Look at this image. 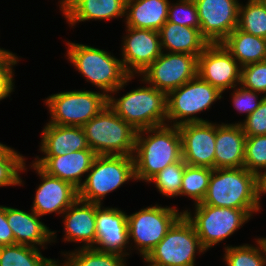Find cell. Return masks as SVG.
<instances>
[{
	"instance_id": "e0dca14e",
	"label": "cell",
	"mask_w": 266,
	"mask_h": 266,
	"mask_svg": "<svg viewBox=\"0 0 266 266\" xmlns=\"http://www.w3.org/2000/svg\"><path fill=\"white\" fill-rule=\"evenodd\" d=\"M29 167L41 180L36 188L31 209L40 217L53 213L61 217L78 199V189L67 181L48 175L33 162Z\"/></svg>"
},
{
	"instance_id": "6da1fadb",
	"label": "cell",
	"mask_w": 266,
	"mask_h": 266,
	"mask_svg": "<svg viewBox=\"0 0 266 266\" xmlns=\"http://www.w3.org/2000/svg\"><path fill=\"white\" fill-rule=\"evenodd\" d=\"M134 169L136 182L146 184L165 167L182 159L178 126L163 125L137 131Z\"/></svg>"
},
{
	"instance_id": "8d00e7d4",
	"label": "cell",
	"mask_w": 266,
	"mask_h": 266,
	"mask_svg": "<svg viewBox=\"0 0 266 266\" xmlns=\"http://www.w3.org/2000/svg\"><path fill=\"white\" fill-rule=\"evenodd\" d=\"M240 85L266 97V60L243 66Z\"/></svg>"
},
{
	"instance_id": "83f0119b",
	"label": "cell",
	"mask_w": 266,
	"mask_h": 266,
	"mask_svg": "<svg viewBox=\"0 0 266 266\" xmlns=\"http://www.w3.org/2000/svg\"><path fill=\"white\" fill-rule=\"evenodd\" d=\"M0 266H58V259L44 257L41 249L14 244L0 246Z\"/></svg>"
},
{
	"instance_id": "ffe728a7",
	"label": "cell",
	"mask_w": 266,
	"mask_h": 266,
	"mask_svg": "<svg viewBox=\"0 0 266 266\" xmlns=\"http://www.w3.org/2000/svg\"><path fill=\"white\" fill-rule=\"evenodd\" d=\"M6 217L14 234V244L47 249L48 244L57 241V231H51L32 209L26 212L6 206Z\"/></svg>"
},
{
	"instance_id": "b9f144b4",
	"label": "cell",
	"mask_w": 266,
	"mask_h": 266,
	"mask_svg": "<svg viewBox=\"0 0 266 266\" xmlns=\"http://www.w3.org/2000/svg\"><path fill=\"white\" fill-rule=\"evenodd\" d=\"M20 57L12 51L0 48V66H15L18 65Z\"/></svg>"
},
{
	"instance_id": "4dcf8cb0",
	"label": "cell",
	"mask_w": 266,
	"mask_h": 266,
	"mask_svg": "<svg viewBox=\"0 0 266 266\" xmlns=\"http://www.w3.org/2000/svg\"><path fill=\"white\" fill-rule=\"evenodd\" d=\"M245 3L239 4L238 28L266 39V8L260 0H247Z\"/></svg>"
},
{
	"instance_id": "f1b7e54d",
	"label": "cell",
	"mask_w": 266,
	"mask_h": 266,
	"mask_svg": "<svg viewBox=\"0 0 266 266\" xmlns=\"http://www.w3.org/2000/svg\"><path fill=\"white\" fill-rule=\"evenodd\" d=\"M64 256L58 260V266H127L126 257L102 252L92 248H77L73 251L61 252ZM61 261V262H60Z\"/></svg>"
},
{
	"instance_id": "44dd1931",
	"label": "cell",
	"mask_w": 266,
	"mask_h": 266,
	"mask_svg": "<svg viewBox=\"0 0 266 266\" xmlns=\"http://www.w3.org/2000/svg\"><path fill=\"white\" fill-rule=\"evenodd\" d=\"M63 242L77 243L78 248H92L96 242V203L77 199L62 215Z\"/></svg>"
},
{
	"instance_id": "ac0fdd59",
	"label": "cell",
	"mask_w": 266,
	"mask_h": 266,
	"mask_svg": "<svg viewBox=\"0 0 266 266\" xmlns=\"http://www.w3.org/2000/svg\"><path fill=\"white\" fill-rule=\"evenodd\" d=\"M178 128L184 162L189 166L214 169L216 122L185 123Z\"/></svg>"
},
{
	"instance_id": "ba28073f",
	"label": "cell",
	"mask_w": 266,
	"mask_h": 266,
	"mask_svg": "<svg viewBox=\"0 0 266 266\" xmlns=\"http://www.w3.org/2000/svg\"><path fill=\"white\" fill-rule=\"evenodd\" d=\"M206 252L195 227L183 213L143 262L154 266H195L196 254Z\"/></svg>"
},
{
	"instance_id": "484cf974",
	"label": "cell",
	"mask_w": 266,
	"mask_h": 266,
	"mask_svg": "<svg viewBox=\"0 0 266 266\" xmlns=\"http://www.w3.org/2000/svg\"><path fill=\"white\" fill-rule=\"evenodd\" d=\"M162 51L198 57L209 44L197 28L166 21L159 30Z\"/></svg>"
},
{
	"instance_id": "836d02e7",
	"label": "cell",
	"mask_w": 266,
	"mask_h": 266,
	"mask_svg": "<svg viewBox=\"0 0 266 266\" xmlns=\"http://www.w3.org/2000/svg\"><path fill=\"white\" fill-rule=\"evenodd\" d=\"M187 164L181 159L156 174L149 182L155 184L159 194L168 198L180 197L182 178Z\"/></svg>"
},
{
	"instance_id": "8fae6325",
	"label": "cell",
	"mask_w": 266,
	"mask_h": 266,
	"mask_svg": "<svg viewBox=\"0 0 266 266\" xmlns=\"http://www.w3.org/2000/svg\"><path fill=\"white\" fill-rule=\"evenodd\" d=\"M108 103L102 91L70 90L51 94L44 100L53 125L82 127L95 117Z\"/></svg>"
},
{
	"instance_id": "277c9868",
	"label": "cell",
	"mask_w": 266,
	"mask_h": 266,
	"mask_svg": "<svg viewBox=\"0 0 266 266\" xmlns=\"http://www.w3.org/2000/svg\"><path fill=\"white\" fill-rule=\"evenodd\" d=\"M203 204L234 209H261L257 176L246 168L213 169Z\"/></svg>"
},
{
	"instance_id": "2e32d148",
	"label": "cell",
	"mask_w": 266,
	"mask_h": 266,
	"mask_svg": "<svg viewBox=\"0 0 266 266\" xmlns=\"http://www.w3.org/2000/svg\"><path fill=\"white\" fill-rule=\"evenodd\" d=\"M96 242L94 249L128 257L129 244L127 213L116 207L96 203Z\"/></svg>"
},
{
	"instance_id": "e575fe53",
	"label": "cell",
	"mask_w": 266,
	"mask_h": 266,
	"mask_svg": "<svg viewBox=\"0 0 266 266\" xmlns=\"http://www.w3.org/2000/svg\"><path fill=\"white\" fill-rule=\"evenodd\" d=\"M244 168L257 177L266 170V135L246 137Z\"/></svg>"
},
{
	"instance_id": "f35d334b",
	"label": "cell",
	"mask_w": 266,
	"mask_h": 266,
	"mask_svg": "<svg viewBox=\"0 0 266 266\" xmlns=\"http://www.w3.org/2000/svg\"><path fill=\"white\" fill-rule=\"evenodd\" d=\"M235 123H240L246 136L266 135V97L253 113Z\"/></svg>"
},
{
	"instance_id": "7402d4cb",
	"label": "cell",
	"mask_w": 266,
	"mask_h": 266,
	"mask_svg": "<svg viewBox=\"0 0 266 266\" xmlns=\"http://www.w3.org/2000/svg\"><path fill=\"white\" fill-rule=\"evenodd\" d=\"M59 10L70 27L85 21L125 17L126 0H59Z\"/></svg>"
},
{
	"instance_id": "52a82bcc",
	"label": "cell",
	"mask_w": 266,
	"mask_h": 266,
	"mask_svg": "<svg viewBox=\"0 0 266 266\" xmlns=\"http://www.w3.org/2000/svg\"><path fill=\"white\" fill-rule=\"evenodd\" d=\"M83 180L78 189V198L102 205L109 193L130 180L136 181L134 158L126 155H97Z\"/></svg>"
},
{
	"instance_id": "74e56055",
	"label": "cell",
	"mask_w": 266,
	"mask_h": 266,
	"mask_svg": "<svg viewBox=\"0 0 266 266\" xmlns=\"http://www.w3.org/2000/svg\"><path fill=\"white\" fill-rule=\"evenodd\" d=\"M232 90L233 92L230 95L233 107L239 112L238 114L246 115L245 118L253 113L265 98L261 93L246 89L241 85L234 87Z\"/></svg>"
},
{
	"instance_id": "d6a6232c",
	"label": "cell",
	"mask_w": 266,
	"mask_h": 266,
	"mask_svg": "<svg viewBox=\"0 0 266 266\" xmlns=\"http://www.w3.org/2000/svg\"><path fill=\"white\" fill-rule=\"evenodd\" d=\"M256 244H241L224 247L223 261L226 266H266L264 250L255 238Z\"/></svg>"
},
{
	"instance_id": "7a4b0ae2",
	"label": "cell",
	"mask_w": 266,
	"mask_h": 266,
	"mask_svg": "<svg viewBox=\"0 0 266 266\" xmlns=\"http://www.w3.org/2000/svg\"><path fill=\"white\" fill-rule=\"evenodd\" d=\"M136 77L138 76H129L118 89L108 96L107 104L136 131L166 125L167 94L157 90L144 79L139 80L143 86L116 97L117 93L123 91L128 83ZM144 84L146 85L144 86Z\"/></svg>"
},
{
	"instance_id": "4316f807",
	"label": "cell",
	"mask_w": 266,
	"mask_h": 266,
	"mask_svg": "<svg viewBox=\"0 0 266 266\" xmlns=\"http://www.w3.org/2000/svg\"><path fill=\"white\" fill-rule=\"evenodd\" d=\"M243 67L266 60V39L235 28L222 42Z\"/></svg>"
},
{
	"instance_id": "9c48e42d",
	"label": "cell",
	"mask_w": 266,
	"mask_h": 266,
	"mask_svg": "<svg viewBox=\"0 0 266 266\" xmlns=\"http://www.w3.org/2000/svg\"><path fill=\"white\" fill-rule=\"evenodd\" d=\"M223 93L198 75L167 94V125L207 122L197 114L207 111Z\"/></svg>"
},
{
	"instance_id": "d590c367",
	"label": "cell",
	"mask_w": 266,
	"mask_h": 266,
	"mask_svg": "<svg viewBox=\"0 0 266 266\" xmlns=\"http://www.w3.org/2000/svg\"><path fill=\"white\" fill-rule=\"evenodd\" d=\"M167 21L200 30V22L194 0H177L176 3L170 1Z\"/></svg>"
},
{
	"instance_id": "5bb4252c",
	"label": "cell",
	"mask_w": 266,
	"mask_h": 266,
	"mask_svg": "<svg viewBox=\"0 0 266 266\" xmlns=\"http://www.w3.org/2000/svg\"><path fill=\"white\" fill-rule=\"evenodd\" d=\"M200 33L209 44L222 43L238 27L239 0H194Z\"/></svg>"
},
{
	"instance_id": "3957f363",
	"label": "cell",
	"mask_w": 266,
	"mask_h": 266,
	"mask_svg": "<svg viewBox=\"0 0 266 266\" xmlns=\"http://www.w3.org/2000/svg\"><path fill=\"white\" fill-rule=\"evenodd\" d=\"M65 44L66 59L88 83L107 97L130 76L124 69L122 60L107 50L71 41Z\"/></svg>"
},
{
	"instance_id": "ee69618b",
	"label": "cell",
	"mask_w": 266,
	"mask_h": 266,
	"mask_svg": "<svg viewBox=\"0 0 266 266\" xmlns=\"http://www.w3.org/2000/svg\"><path fill=\"white\" fill-rule=\"evenodd\" d=\"M259 242H260V244H261V246H262V248H263V250H264V254H265V260H266V237H259V238H256Z\"/></svg>"
},
{
	"instance_id": "7bdbcfd3",
	"label": "cell",
	"mask_w": 266,
	"mask_h": 266,
	"mask_svg": "<svg viewBox=\"0 0 266 266\" xmlns=\"http://www.w3.org/2000/svg\"><path fill=\"white\" fill-rule=\"evenodd\" d=\"M257 184H258V202L261 207L260 202L261 196L266 194V170L263 171L258 177H257Z\"/></svg>"
},
{
	"instance_id": "d4e9b609",
	"label": "cell",
	"mask_w": 266,
	"mask_h": 266,
	"mask_svg": "<svg viewBox=\"0 0 266 266\" xmlns=\"http://www.w3.org/2000/svg\"><path fill=\"white\" fill-rule=\"evenodd\" d=\"M171 0H126L125 27L159 31L168 19Z\"/></svg>"
},
{
	"instance_id": "60d3db41",
	"label": "cell",
	"mask_w": 266,
	"mask_h": 266,
	"mask_svg": "<svg viewBox=\"0 0 266 266\" xmlns=\"http://www.w3.org/2000/svg\"><path fill=\"white\" fill-rule=\"evenodd\" d=\"M14 245V234L8 225L6 206L0 205V246Z\"/></svg>"
},
{
	"instance_id": "8992f818",
	"label": "cell",
	"mask_w": 266,
	"mask_h": 266,
	"mask_svg": "<svg viewBox=\"0 0 266 266\" xmlns=\"http://www.w3.org/2000/svg\"><path fill=\"white\" fill-rule=\"evenodd\" d=\"M82 128L97 155H134L137 131L108 104Z\"/></svg>"
},
{
	"instance_id": "603a6c76",
	"label": "cell",
	"mask_w": 266,
	"mask_h": 266,
	"mask_svg": "<svg viewBox=\"0 0 266 266\" xmlns=\"http://www.w3.org/2000/svg\"><path fill=\"white\" fill-rule=\"evenodd\" d=\"M246 137L240 123L216 122L214 169L244 167Z\"/></svg>"
},
{
	"instance_id": "f6af8a7d",
	"label": "cell",
	"mask_w": 266,
	"mask_h": 266,
	"mask_svg": "<svg viewBox=\"0 0 266 266\" xmlns=\"http://www.w3.org/2000/svg\"><path fill=\"white\" fill-rule=\"evenodd\" d=\"M260 2L264 5V7L266 8V0H260Z\"/></svg>"
},
{
	"instance_id": "9a60e30c",
	"label": "cell",
	"mask_w": 266,
	"mask_h": 266,
	"mask_svg": "<svg viewBox=\"0 0 266 266\" xmlns=\"http://www.w3.org/2000/svg\"><path fill=\"white\" fill-rule=\"evenodd\" d=\"M126 34L122 36V64L130 76H139L161 54L159 31L125 27Z\"/></svg>"
},
{
	"instance_id": "f546056e",
	"label": "cell",
	"mask_w": 266,
	"mask_h": 266,
	"mask_svg": "<svg viewBox=\"0 0 266 266\" xmlns=\"http://www.w3.org/2000/svg\"><path fill=\"white\" fill-rule=\"evenodd\" d=\"M26 157L4 144L0 148V187L24 186L21 173L27 172Z\"/></svg>"
},
{
	"instance_id": "1f68e13d",
	"label": "cell",
	"mask_w": 266,
	"mask_h": 266,
	"mask_svg": "<svg viewBox=\"0 0 266 266\" xmlns=\"http://www.w3.org/2000/svg\"><path fill=\"white\" fill-rule=\"evenodd\" d=\"M213 169L206 167L185 166L182 178L180 197L191 198L193 205L202 202L204 199Z\"/></svg>"
},
{
	"instance_id": "d6986e66",
	"label": "cell",
	"mask_w": 266,
	"mask_h": 266,
	"mask_svg": "<svg viewBox=\"0 0 266 266\" xmlns=\"http://www.w3.org/2000/svg\"><path fill=\"white\" fill-rule=\"evenodd\" d=\"M96 156L91 149H84L60 156H36L32 162L48 175L67 181L79 189L84 183L82 178L86 179Z\"/></svg>"
},
{
	"instance_id": "30bf717a",
	"label": "cell",
	"mask_w": 266,
	"mask_h": 266,
	"mask_svg": "<svg viewBox=\"0 0 266 266\" xmlns=\"http://www.w3.org/2000/svg\"><path fill=\"white\" fill-rule=\"evenodd\" d=\"M182 214L183 210L180 211L176 206L164 207L157 203L127 214L131 250H136L144 259Z\"/></svg>"
},
{
	"instance_id": "4fadbf2b",
	"label": "cell",
	"mask_w": 266,
	"mask_h": 266,
	"mask_svg": "<svg viewBox=\"0 0 266 266\" xmlns=\"http://www.w3.org/2000/svg\"><path fill=\"white\" fill-rule=\"evenodd\" d=\"M241 69L222 43L208 44L198 56L197 75L223 94L240 85Z\"/></svg>"
},
{
	"instance_id": "5b68a950",
	"label": "cell",
	"mask_w": 266,
	"mask_h": 266,
	"mask_svg": "<svg viewBox=\"0 0 266 266\" xmlns=\"http://www.w3.org/2000/svg\"><path fill=\"white\" fill-rule=\"evenodd\" d=\"M193 206L194 211L185 208L183 213L195 227L201 244L207 251L235 234L253 218V214L262 210L214 207L201 202Z\"/></svg>"
},
{
	"instance_id": "7c38bea8",
	"label": "cell",
	"mask_w": 266,
	"mask_h": 266,
	"mask_svg": "<svg viewBox=\"0 0 266 266\" xmlns=\"http://www.w3.org/2000/svg\"><path fill=\"white\" fill-rule=\"evenodd\" d=\"M198 57L186 53L162 54L138 78L168 94L197 76Z\"/></svg>"
},
{
	"instance_id": "cb8c5ba5",
	"label": "cell",
	"mask_w": 266,
	"mask_h": 266,
	"mask_svg": "<svg viewBox=\"0 0 266 266\" xmlns=\"http://www.w3.org/2000/svg\"><path fill=\"white\" fill-rule=\"evenodd\" d=\"M39 144V150L44 156H60L90 149L82 127L51 123H45Z\"/></svg>"
},
{
	"instance_id": "ab89813d",
	"label": "cell",
	"mask_w": 266,
	"mask_h": 266,
	"mask_svg": "<svg viewBox=\"0 0 266 266\" xmlns=\"http://www.w3.org/2000/svg\"><path fill=\"white\" fill-rule=\"evenodd\" d=\"M15 66H0V101L10 97L15 89Z\"/></svg>"
}]
</instances>
